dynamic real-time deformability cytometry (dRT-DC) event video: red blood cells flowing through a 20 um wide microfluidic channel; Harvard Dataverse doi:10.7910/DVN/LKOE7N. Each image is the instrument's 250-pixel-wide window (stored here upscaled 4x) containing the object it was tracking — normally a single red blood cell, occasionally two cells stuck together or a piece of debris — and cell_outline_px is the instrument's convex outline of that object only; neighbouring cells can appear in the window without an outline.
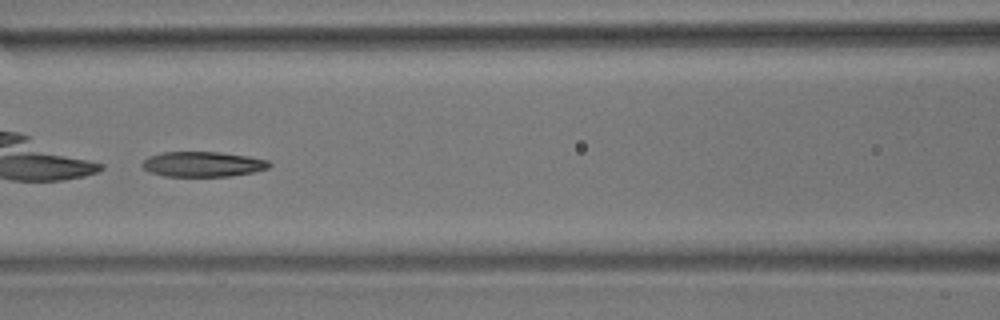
{"species": "common noctule bat (a hibernating species)", "species_latin": "Nyctalus noctula", "temperature_condition": "room temperature", "stored_images_in_passage": 23, "camera_frame_rate_fps": 3000, "um_per_image_px": 0.085, "animal": {"sex": "male", "body_mass_g": 17.9}, "frame": {"image": 1, "passage_image": 7, "time_ms": 2.0, "image_size_px": [1000, 320], "cell_outline_px": [[272, 164], [268, 168], [252, 172], [228, 176], [164, 176], [148, 172], [140, 164], [148, 156], [164, 152], [216, 152], [248, 156], [268, 160]], "centroid_in_image_um": [17.21, 13.95], "position_along_channel_um": 149.4, "area_um2": 18.55}}